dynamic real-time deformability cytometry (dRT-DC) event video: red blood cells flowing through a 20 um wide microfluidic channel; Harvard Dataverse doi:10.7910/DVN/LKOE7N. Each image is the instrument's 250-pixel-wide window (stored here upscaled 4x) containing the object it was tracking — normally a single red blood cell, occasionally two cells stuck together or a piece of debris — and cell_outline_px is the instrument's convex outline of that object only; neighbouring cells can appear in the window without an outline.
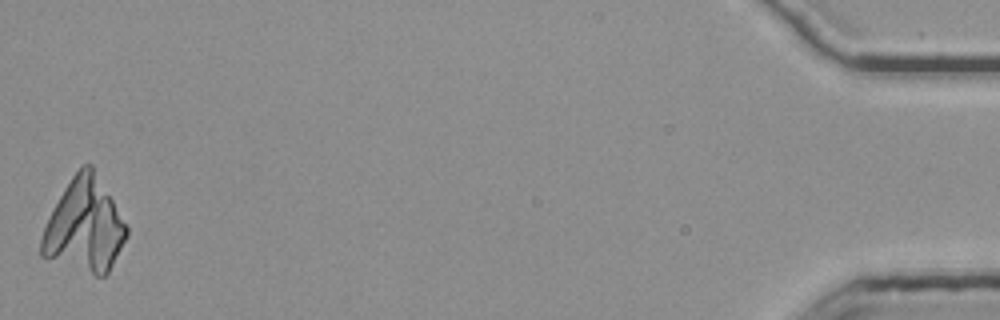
{"species": "common noctule bat (a hibernating species)", "species_latin": "Nyctalus noctula", "temperature_condition": "room temperature", "stored_images_in_passage": 52, "camera_frame_rate_fps": 3000, "um_per_image_px": 0.085, "animal": {"sex": "female", "body_mass_g": 25.1}, "frame": {"image": 1, "passage_image": 52, "time_ms": 17.0, "image_size_px": [1000, 320], "cell_outline_px": [[128, 236], [108, 272], [104, 276], [96, 276], [44, 260], [40, 256], [40, 240], [48, 216], [64, 188], [72, 176], [84, 164], [92, 164], [128, 228]], "centroid_in_image_um": [7.15, 19.24], "position_along_channel_um": 428.1, "area_um2": 46.47}}